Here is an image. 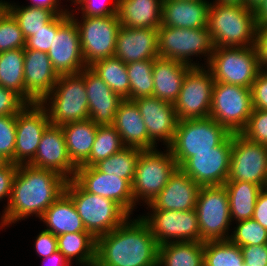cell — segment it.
Masks as SVG:
<instances>
[{
  "instance_id": "obj_1",
  "label": "cell",
  "mask_w": 267,
  "mask_h": 266,
  "mask_svg": "<svg viewBox=\"0 0 267 266\" xmlns=\"http://www.w3.org/2000/svg\"><path fill=\"white\" fill-rule=\"evenodd\" d=\"M67 179L48 169L18 165L11 198L3 210L0 227L15 224L32 214L41 218L47 208L65 192Z\"/></svg>"
},
{
  "instance_id": "obj_2",
  "label": "cell",
  "mask_w": 267,
  "mask_h": 266,
  "mask_svg": "<svg viewBox=\"0 0 267 266\" xmlns=\"http://www.w3.org/2000/svg\"><path fill=\"white\" fill-rule=\"evenodd\" d=\"M137 218L96 238L94 266H158L159 245L149 225Z\"/></svg>"
},
{
  "instance_id": "obj_3",
  "label": "cell",
  "mask_w": 267,
  "mask_h": 266,
  "mask_svg": "<svg viewBox=\"0 0 267 266\" xmlns=\"http://www.w3.org/2000/svg\"><path fill=\"white\" fill-rule=\"evenodd\" d=\"M207 29L215 47H250L255 45V13L241 5L211 2Z\"/></svg>"
},
{
  "instance_id": "obj_4",
  "label": "cell",
  "mask_w": 267,
  "mask_h": 266,
  "mask_svg": "<svg viewBox=\"0 0 267 266\" xmlns=\"http://www.w3.org/2000/svg\"><path fill=\"white\" fill-rule=\"evenodd\" d=\"M65 192L71 197L86 231L95 238L109 233L130 218L119 204L85 191L74 179L67 180Z\"/></svg>"
},
{
  "instance_id": "obj_5",
  "label": "cell",
  "mask_w": 267,
  "mask_h": 266,
  "mask_svg": "<svg viewBox=\"0 0 267 266\" xmlns=\"http://www.w3.org/2000/svg\"><path fill=\"white\" fill-rule=\"evenodd\" d=\"M40 103L54 126L89 119L84 69L76 74L59 75L53 90Z\"/></svg>"
},
{
  "instance_id": "obj_6",
  "label": "cell",
  "mask_w": 267,
  "mask_h": 266,
  "mask_svg": "<svg viewBox=\"0 0 267 266\" xmlns=\"http://www.w3.org/2000/svg\"><path fill=\"white\" fill-rule=\"evenodd\" d=\"M230 132L213 118L179 120L175 137L168 147L180 168L195 152L211 151Z\"/></svg>"
},
{
  "instance_id": "obj_7",
  "label": "cell",
  "mask_w": 267,
  "mask_h": 266,
  "mask_svg": "<svg viewBox=\"0 0 267 266\" xmlns=\"http://www.w3.org/2000/svg\"><path fill=\"white\" fill-rule=\"evenodd\" d=\"M206 67L215 82L247 88L261 72L255 46L215 47Z\"/></svg>"
},
{
  "instance_id": "obj_8",
  "label": "cell",
  "mask_w": 267,
  "mask_h": 266,
  "mask_svg": "<svg viewBox=\"0 0 267 266\" xmlns=\"http://www.w3.org/2000/svg\"><path fill=\"white\" fill-rule=\"evenodd\" d=\"M159 57L170 58L186 63L190 66H200L192 62L191 57L207 56L205 65L215 49L212 36L207 27L190 29L160 26L158 28Z\"/></svg>"
},
{
  "instance_id": "obj_9",
  "label": "cell",
  "mask_w": 267,
  "mask_h": 266,
  "mask_svg": "<svg viewBox=\"0 0 267 266\" xmlns=\"http://www.w3.org/2000/svg\"><path fill=\"white\" fill-rule=\"evenodd\" d=\"M163 153L157 149L141 151L132 183L134 203L150 204L161 192L178 168L169 148Z\"/></svg>"
},
{
  "instance_id": "obj_10",
  "label": "cell",
  "mask_w": 267,
  "mask_h": 266,
  "mask_svg": "<svg viewBox=\"0 0 267 266\" xmlns=\"http://www.w3.org/2000/svg\"><path fill=\"white\" fill-rule=\"evenodd\" d=\"M253 112L251 88L214 82L210 118L230 133H240Z\"/></svg>"
},
{
  "instance_id": "obj_11",
  "label": "cell",
  "mask_w": 267,
  "mask_h": 266,
  "mask_svg": "<svg viewBox=\"0 0 267 266\" xmlns=\"http://www.w3.org/2000/svg\"><path fill=\"white\" fill-rule=\"evenodd\" d=\"M200 242L228 240L232 225L227 190L221 186H202L196 202Z\"/></svg>"
},
{
  "instance_id": "obj_12",
  "label": "cell",
  "mask_w": 267,
  "mask_h": 266,
  "mask_svg": "<svg viewBox=\"0 0 267 266\" xmlns=\"http://www.w3.org/2000/svg\"><path fill=\"white\" fill-rule=\"evenodd\" d=\"M69 15L77 24L81 52L86 66L115 55L117 34L121 27L118 14L97 17L82 16L81 21L75 19L73 11H70Z\"/></svg>"
},
{
  "instance_id": "obj_13",
  "label": "cell",
  "mask_w": 267,
  "mask_h": 266,
  "mask_svg": "<svg viewBox=\"0 0 267 266\" xmlns=\"http://www.w3.org/2000/svg\"><path fill=\"white\" fill-rule=\"evenodd\" d=\"M214 78L205 66H192L186 73L177 100L173 103L178 120L210 116Z\"/></svg>"
},
{
  "instance_id": "obj_14",
  "label": "cell",
  "mask_w": 267,
  "mask_h": 266,
  "mask_svg": "<svg viewBox=\"0 0 267 266\" xmlns=\"http://www.w3.org/2000/svg\"><path fill=\"white\" fill-rule=\"evenodd\" d=\"M227 181H246L267 187V146L233 133Z\"/></svg>"
},
{
  "instance_id": "obj_15",
  "label": "cell",
  "mask_w": 267,
  "mask_h": 266,
  "mask_svg": "<svg viewBox=\"0 0 267 266\" xmlns=\"http://www.w3.org/2000/svg\"><path fill=\"white\" fill-rule=\"evenodd\" d=\"M233 133L211 151L195 152L180 169L201 186H221L227 181Z\"/></svg>"
},
{
  "instance_id": "obj_16",
  "label": "cell",
  "mask_w": 267,
  "mask_h": 266,
  "mask_svg": "<svg viewBox=\"0 0 267 266\" xmlns=\"http://www.w3.org/2000/svg\"><path fill=\"white\" fill-rule=\"evenodd\" d=\"M47 54L58 75L80 73L87 67L81 52L79 30L69 13L57 15V33Z\"/></svg>"
},
{
  "instance_id": "obj_17",
  "label": "cell",
  "mask_w": 267,
  "mask_h": 266,
  "mask_svg": "<svg viewBox=\"0 0 267 266\" xmlns=\"http://www.w3.org/2000/svg\"><path fill=\"white\" fill-rule=\"evenodd\" d=\"M140 217L149 225L158 245L167 242H200L195 209L188 211L152 210Z\"/></svg>"
},
{
  "instance_id": "obj_18",
  "label": "cell",
  "mask_w": 267,
  "mask_h": 266,
  "mask_svg": "<svg viewBox=\"0 0 267 266\" xmlns=\"http://www.w3.org/2000/svg\"><path fill=\"white\" fill-rule=\"evenodd\" d=\"M49 125L48 113L41 103L27 104L16 115L14 164H29L34 159L42 134Z\"/></svg>"
},
{
  "instance_id": "obj_19",
  "label": "cell",
  "mask_w": 267,
  "mask_h": 266,
  "mask_svg": "<svg viewBox=\"0 0 267 266\" xmlns=\"http://www.w3.org/2000/svg\"><path fill=\"white\" fill-rule=\"evenodd\" d=\"M85 191L113 200L129 215L136 204L132 195V184L114 174L99 171L95 166L77 167L73 178Z\"/></svg>"
},
{
  "instance_id": "obj_20",
  "label": "cell",
  "mask_w": 267,
  "mask_h": 266,
  "mask_svg": "<svg viewBox=\"0 0 267 266\" xmlns=\"http://www.w3.org/2000/svg\"><path fill=\"white\" fill-rule=\"evenodd\" d=\"M144 120L149 140L156 146L163 141L168 148L174 140L178 118L174 104L154 96L139 97L133 100Z\"/></svg>"
},
{
  "instance_id": "obj_21",
  "label": "cell",
  "mask_w": 267,
  "mask_h": 266,
  "mask_svg": "<svg viewBox=\"0 0 267 266\" xmlns=\"http://www.w3.org/2000/svg\"><path fill=\"white\" fill-rule=\"evenodd\" d=\"M58 73L46 52L24 48V101L40 103L54 88Z\"/></svg>"
},
{
  "instance_id": "obj_22",
  "label": "cell",
  "mask_w": 267,
  "mask_h": 266,
  "mask_svg": "<svg viewBox=\"0 0 267 266\" xmlns=\"http://www.w3.org/2000/svg\"><path fill=\"white\" fill-rule=\"evenodd\" d=\"M29 165L55 171L67 180L74 178L77 167L69 158L61 126L50 124L45 129L36 155Z\"/></svg>"
},
{
  "instance_id": "obj_23",
  "label": "cell",
  "mask_w": 267,
  "mask_h": 266,
  "mask_svg": "<svg viewBox=\"0 0 267 266\" xmlns=\"http://www.w3.org/2000/svg\"><path fill=\"white\" fill-rule=\"evenodd\" d=\"M89 119L98 126L113 125L115 114L124 100L116 94L89 66L84 68Z\"/></svg>"
},
{
  "instance_id": "obj_24",
  "label": "cell",
  "mask_w": 267,
  "mask_h": 266,
  "mask_svg": "<svg viewBox=\"0 0 267 266\" xmlns=\"http://www.w3.org/2000/svg\"><path fill=\"white\" fill-rule=\"evenodd\" d=\"M201 187L178 167L161 192L147 205L149 210L195 209Z\"/></svg>"
},
{
  "instance_id": "obj_25",
  "label": "cell",
  "mask_w": 267,
  "mask_h": 266,
  "mask_svg": "<svg viewBox=\"0 0 267 266\" xmlns=\"http://www.w3.org/2000/svg\"><path fill=\"white\" fill-rule=\"evenodd\" d=\"M158 29L120 27L117 34L115 57L125 64L154 60L158 53Z\"/></svg>"
},
{
  "instance_id": "obj_26",
  "label": "cell",
  "mask_w": 267,
  "mask_h": 266,
  "mask_svg": "<svg viewBox=\"0 0 267 266\" xmlns=\"http://www.w3.org/2000/svg\"><path fill=\"white\" fill-rule=\"evenodd\" d=\"M125 147L140 150L156 149L150 140L139 108L133 100L124 99L117 109L112 125Z\"/></svg>"
},
{
  "instance_id": "obj_27",
  "label": "cell",
  "mask_w": 267,
  "mask_h": 266,
  "mask_svg": "<svg viewBox=\"0 0 267 266\" xmlns=\"http://www.w3.org/2000/svg\"><path fill=\"white\" fill-rule=\"evenodd\" d=\"M210 3L208 1L163 0L161 26L190 29L207 27Z\"/></svg>"
},
{
  "instance_id": "obj_28",
  "label": "cell",
  "mask_w": 267,
  "mask_h": 266,
  "mask_svg": "<svg viewBox=\"0 0 267 266\" xmlns=\"http://www.w3.org/2000/svg\"><path fill=\"white\" fill-rule=\"evenodd\" d=\"M191 67L178 60L156 57L153 62V96L174 103L181 90L183 79Z\"/></svg>"
},
{
  "instance_id": "obj_29",
  "label": "cell",
  "mask_w": 267,
  "mask_h": 266,
  "mask_svg": "<svg viewBox=\"0 0 267 266\" xmlns=\"http://www.w3.org/2000/svg\"><path fill=\"white\" fill-rule=\"evenodd\" d=\"M163 0H118V19L127 28L158 29Z\"/></svg>"
},
{
  "instance_id": "obj_30",
  "label": "cell",
  "mask_w": 267,
  "mask_h": 266,
  "mask_svg": "<svg viewBox=\"0 0 267 266\" xmlns=\"http://www.w3.org/2000/svg\"><path fill=\"white\" fill-rule=\"evenodd\" d=\"M40 220L47 226L44 230L55 236L86 231L71 197L66 192L47 208Z\"/></svg>"
},
{
  "instance_id": "obj_31",
  "label": "cell",
  "mask_w": 267,
  "mask_h": 266,
  "mask_svg": "<svg viewBox=\"0 0 267 266\" xmlns=\"http://www.w3.org/2000/svg\"><path fill=\"white\" fill-rule=\"evenodd\" d=\"M66 148L72 163L79 167L90 156L98 125L91 119L61 125Z\"/></svg>"
},
{
  "instance_id": "obj_32",
  "label": "cell",
  "mask_w": 267,
  "mask_h": 266,
  "mask_svg": "<svg viewBox=\"0 0 267 266\" xmlns=\"http://www.w3.org/2000/svg\"><path fill=\"white\" fill-rule=\"evenodd\" d=\"M224 186L227 190L231 221L235 220L237 223L251 219L257 197L263 188L246 181H226Z\"/></svg>"
},
{
  "instance_id": "obj_33",
  "label": "cell",
  "mask_w": 267,
  "mask_h": 266,
  "mask_svg": "<svg viewBox=\"0 0 267 266\" xmlns=\"http://www.w3.org/2000/svg\"><path fill=\"white\" fill-rule=\"evenodd\" d=\"M57 248L70 264L76 259L81 266L95 265L96 238L88 231L57 236Z\"/></svg>"
},
{
  "instance_id": "obj_34",
  "label": "cell",
  "mask_w": 267,
  "mask_h": 266,
  "mask_svg": "<svg viewBox=\"0 0 267 266\" xmlns=\"http://www.w3.org/2000/svg\"><path fill=\"white\" fill-rule=\"evenodd\" d=\"M158 266H204V242H167L158 247Z\"/></svg>"
},
{
  "instance_id": "obj_35",
  "label": "cell",
  "mask_w": 267,
  "mask_h": 266,
  "mask_svg": "<svg viewBox=\"0 0 267 266\" xmlns=\"http://www.w3.org/2000/svg\"><path fill=\"white\" fill-rule=\"evenodd\" d=\"M116 94L130 100V80L126 64L113 56L95 61L89 66Z\"/></svg>"
},
{
  "instance_id": "obj_36",
  "label": "cell",
  "mask_w": 267,
  "mask_h": 266,
  "mask_svg": "<svg viewBox=\"0 0 267 266\" xmlns=\"http://www.w3.org/2000/svg\"><path fill=\"white\" fill-rule=\"evenodd\" d=\"M0 85L24 100V49L0 52Z\"/></svg>"
},
{
  "instance_id": "obj_37",
  "label": "cell",
  "mask_w": 267,
  "mask_h": 266,
  "mask_svg": "<svg viewBox=\"0 0 267 266\" xmlns=\"http://www.w3.org/2000/svg\"><path fill=\"white\" fill-rule=\"evenodd\" d=\"M142 150L124 147L110 157L100 160L94 166L101 172L128 180H134L136 164Z\"/></svg>"
},
{
  "instance_id": "obj_38",
  "label": "cell",
  "mask_w": 267,
  "mask_h": 266,
  "mask_svg": "<svg viewBox=\"0 0 267 266\" xmlns=\"http://www.w3.org/2000/svg\"><path fill=\"white\" fill-rule=\"evenodd\" d=\"M15 4L7 2V10L16 19L25 39L44 28L56 16L52 10L46 8L23 5L20 7Z\"/></svg>"
},
{
  "instance_id": "obj_39",
  "label": "cell",
  "mask_w": 267,
  "mask_h": 266,
  "mask_svg": "<svg viewBox=\"0 0 267 266\" xmlns=\"http://www.w3.org/2000/svg\"><path fill=\"white\" fill-rule=\"evenodd\" d=\"M240 246L228 240L204 242V266H243Z\"/></svg>"
},
{
  "instance_id": "obj_40",
  "label": "cell",
  "mask_w": 267,
  "mask_h": 266,
  "mask_svg": "<svg viewBox=\"0 0 267 266\" xmlns=\"http://www.w3.org/2000/svg\"><path fill=\"white\" fill-rule=\"evenodd\" d=\"M124 147L119 133L112 125L98 126L90 156L79 167L94 166Z\"/></svg>"
},
{
  "instance_id": "obj_41",
  "label": "cell",
  "mask_w": 267,
  "mask_h": 266,
  "mask_svg": "<svg viewBox=\"0 0 267 266\" xmlns=\"http://www.w3.org/2000/svg\"><path fill=\"white\" fill-rule=\"evenodd\" d=\"M153 62L154 60H141L126 64L130 80V100L153 96Z\"/></svg>"
},
{
  "instance_id": "obj_42",
  "label": "cell",
  "mask_w": 267,
  "mask_h": 266,
  "mask_svg": "<svg viewBox=\"0 0 267 266\" xmlns=\"http://www.w3.org/2000/svg\"><path fill=\"white\" fill-rule=\"evenodd\" d=\"M237 223L229 237L232 243L240 247L267 244V229L256 220L251 218Z\"/></svg>"
},
{
  "instance_id": "obj_43",
  "label": "cell",
  "mask_w": 267,
  "mask_h": 266,
  "mask_svg": "<svg viewBox=\"0 0 267 266\" xmlns=\"http://www.w3.org/2000/svg\"><path fill=\"white\" fill-rule=\"evenodd\" d=\"M26 39L13 15L6 9L0 16V52L24 49Z\"/></svg>"
},
{
  "instance_id": "obj_44",
  "label": "cell",
  "mask_w": 267,
  "mask_h": 266,
  "mask_svg": "<svg viewBox=\"0 0 267 266\" xmlns=\"http://www.w3.org/2000/svg\"><path fill=\"white\" fill-rule=\"evenodd\" d=\"M240 134L252 142L267 146V110L253 109Z\"/></svg>"
},
{
  "instance_id": "obj_45",
  "label": "cell",
  "mask_w": 267,
  "mask_h": 266,
  "mask_svg": "<svg viewBox=\"0 0 267 266\" xmlns=\"http://www.w3.org/2000/svg\"><path fill=\"white\" fill-rule=\"evenodd\" d=\"M16 115L0 116V154L14 163Z\"/></svg>"
},
{
  "instance_id": "obj_46",
  "label": "cell",
  "mask_w": 267,
  "mask_h": 266,
  "mask_svg": "<svg viewBox=\"0 0 267 266\" xmlns=\"http://www.w3.org/2000/svg\"><path fill=\"white\" fill-rule=\"evenodd\" d=\"M56 33L57 15L50 22H48L44 28L35 32L33 36H30L26 39L25 48L48 53L52 45L53 36H55Z\"/></svg>"
},
{
  "instance_id": "obj_47",
  "label": "cell",
  "mask_w": 267,
  "mask_h": 266,
  "mask_svg": "<svg viewBox=\"0 0 267 266\" xmlns=\"http://www.w3.org/2000/svg\"><path fill=\"white\" fill-rule=\"evenodd\" d=\"M111 5L109 2L102 0H78L75 4L78 5V10H82L81 16L97 17L111 16L118 13V0H114ZM109 5V6H108Z\"/></svg>"
},
{
  "instance_id": "obj_48",
  "label": "cell",
  "mask_w": 267,
  "mask_h": 266,
  "mask_svg": "<svg viewBox=\"0 0 267 266\" xmlns=\"http://www.w3.org/2000/svg\"><path fill=\"white\" fill-rule=\"evenodd\" d=\"M26 105L17 93L0 85V116L17 115Z\"/></svg>"
},
{
  "instance_id": "obj_49",
  "label": "cell",
  "mask_w": 267,
  "mask_h": 266,
  "mask_svg": "<svg viewBox=\"0 0 267 266\" xmlns=\"http://www.w3.org/2000/svg\"><path fill=\"white\" fill-rule=\"evenodd\" d=\"M253 109L267 110V77L260 72L251 86Z\"/></svg>"
},
{
  "instance_id": "obj_50",
  "label": "cell",
  "mask_w": 267,
  "mask_h": 266,
  "mask_svg": "<svg viewBox=\"0 0 267 266\" xmlns=\"http://www.w3.org/2000/svg\"><path fill=\"white\" fill-rule=\"evenodd\" d=\"M248 266H267V244L240 247Z\"/></svg>"
},
{
  "instance_id": "obj_51",
  "label": "cell",
  "mask_w": 267,
  "mask_h": 266,
  "mask_svg": "<svg viewBox=\"0 0 267 266\" xmlns=\"http://www.w3.org/2000/svg\"><path fill=\"white\" fill-rule=\"evenodd\" d=\"M18 165L9 162L6 166L0 168V200L2 201L5 197L8 199V203L11 198L13 181L17 173Z\"/></svg>"
},
{
  "instance_id": "obj_52",
  "label": "cell",
  "mask_w": 267,
  "mask_h": 266,
  "mask_svg": "<svg viewBox=\"0 0 267 266\" xmlns=\"http://www.w3.org/2000/svg\"><path fill=\"white\" fill-rule=\"evenodd\" d=\"M34 246L39 257H42V259L46 258L58 250L57 236L51 232L42 230L39 235H37Z\"/></svg>"
},
{
  "instance_id": "obj_53",
  "label": "cell",
  "mask_w": 267,
  "mask_h": 266,
  "mask_svg": "<svg viewBox=\"0 0 267 266\" xmlns=\"http://www.w3.org/2000/svg\"><path fill=\"white\" fill-rule=\"evenodd\" d=\"M255 48L259 60L260 69L267 66V25L257 26Z\"/></svg>"
},
{
  "instance_id": "obj_54",
  "label": "cell",
  "mask_w": 267,
  "mask_h": 266,
  "mask_svg": "<svg viewBox=\"0 0 267 266\" xmlns=\"http://www.w3.org/2000/svg\"><path fill=\"white\" fill-rule=\"evenodd\" d=\"M252 218L267 229V187L263 188L257 197Z\"/></svg>"
},
{
  "instance_id": "obj_55",
  "label": "cell",
  "mask_w": 267,
  "mask_h": 266,
  "mask_svg": "<svg viewBox=\"0 0 267 266\" xmlns=\"http://www.w3.org/2000/svg\"><path fill=\"white\" fill-rule=\"evenodd\" d=\"M30 1H32V3L27 6L46 8L52 10L56 15L66 14L70 12L68 9L64 10L62 7H60L59 0H30Z\"/></svg>"
},
{
  "instance_id": "obj_56",
  "label": "cell",
  "mask_w": 267,
  "mask_h": 266,
  "mask_svg": "<svg viewBox=\"0 0 267 266\" xmlns=\"http://www.w3.org/2000/svg\"><path fill=\"white\" fill-rule=\"evenodd\" d=\"M44 260L46 264H43L42 266H71V264L64 258L63 254L58 250L50 256L43 258V262Z\"/></svg>"
},
{
  "instance_id": "obj_57",
  "label": "cell",
  "mask_w": 267,
  "mask_h": 266,
  "mask_svg": "<svg viewBox=\"0 0 267 266\" xmlns=\"http://www.w3.org/2000/svg\"><path fill=\"white\" fill-rule=\"evenodd\" d=\"M256 25H267V0L260 5L255 11Z\"/></svg>"
},
{
  "instance_id": "obj_58",
  "label": "cell",
  "mask_w": 267,
  "mask_h": 266,
  "mask_svg": "<svg viewBox=\"0 0 267 266\" xmlns=\"http://www.w3.org/2000/svg\"><path fill=\"white\" fill-rule=\"evenodd\" d=\"M264 2L265 0H246V7L254 12Z\"/></svg>"
},
{
  "instance_id": "obj_59",
  "label": "cell",
  "mask_w": 267,
  "mask_h": 266,
  "mask_svg": "<svg viewBox=\"0 0 267 266\" xmlns=\"http://www.w3.org/2000/svg\"><path fill=\"white\" fill-rule=\"evenodd\" d=\"M221 4L241 5L246 7V0H214Z\"/></svg>"
},
{
  "instance_id": "obj_60",
  "label": "cell",
  "mask_w": 267,
  "mask_h": 266,
  "mask_svg": "<svg viewBox=\"0 0 267 266\" xmlns=\"http://www.w3.org/2000/svg\"><path fill=\"white\" fill-rule=\"evenodd\" d=\"M7 9V1L0 0V16Z\"/></svg>"
},
{
  "instance_id": "obj_61",
  "label": "cell",
  "mask_w": 267,
  "mask_h": 266,
  "mask_svg": "<svg viewBox=\"0 0 267 266\" xmlns=\"http://www.w3.org/2000/svg\"><path fill=\"white\" fill-rule=\"evenodd\" d=\"M10 161L0 154V168L6 166Z\"/></svg>"
},
{
  "instance_id": "obj_62",
  "label": "cell",
  "mask_w": 267,
  "mask_h": 266,
  "mask_svg": "<svg viewBox=\"0 0 267 266\" xmlns=\"http://www.w3.org/2000/svg\"><path fill=\"white\" fill-rule=\"evenodd\" d=\"M263 68L264 69H261V72L267 77V66Z\"/></svg>"
},
{
  "instance_id": "obj_63",
  "label": "cell",
  "mask_w": 267,
  "mask_h": 266,
  "mask_svg": "<svg viewBox=\"0 0 267 266\" xmlns=\"http://www.w3.org/2000/svg\"><path fill=\"white\" fill-rule=\"evenodd\" d=\"M182 1H207V0H182Z\"/></svg>"
},
{
  "instance_id": "obj_64",
  "label": "cell",
  "mask_w": 267,
  "mask_h": 266,
  "mask_svg": "<svg viewBox=\"0 0 267 266\" xmlns=\"http://www.w3.org/2000/svg\"><path fill=\"white\" fill-rule=\"evenodd\" d=\"M72 1V3H74V5H75V3L78 1V0H71Z\"/></svg>"
}]
</instances>
